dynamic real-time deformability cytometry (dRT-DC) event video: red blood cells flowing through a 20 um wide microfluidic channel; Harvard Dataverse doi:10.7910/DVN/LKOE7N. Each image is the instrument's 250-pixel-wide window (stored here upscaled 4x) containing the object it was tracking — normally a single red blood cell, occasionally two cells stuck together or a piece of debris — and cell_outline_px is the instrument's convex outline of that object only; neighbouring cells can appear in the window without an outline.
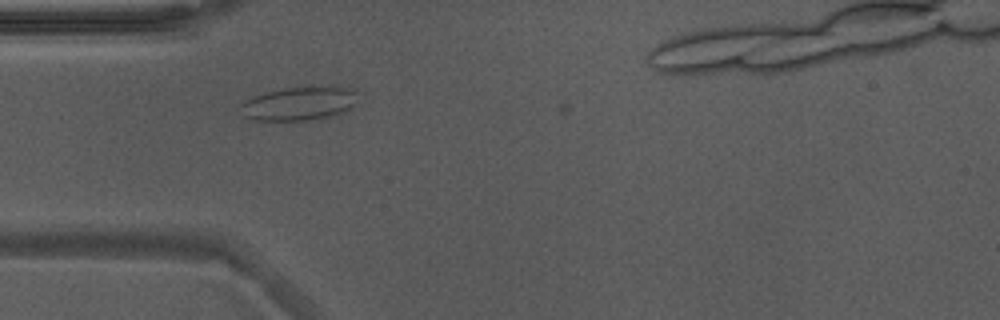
{"species": "Egyptian fruit bat (a non-hibernating species)", "species_latin": "Rousettus aegyptiacus", "temperature_condition": "warm", "stored_images_in_passage": 6, "camera_frame_rate_fps": 3000, "um_per_image_px": 0.085, "animal": {"sex": "male"}, "frame": {"image": 1, "passage_image": 4, "time_ms": 1.0, "image_size_px": [1000, 320], "cell_outline_px": [[356, 92], [352, 104], [344, 112], [336, 116], [304, 120], [256, 120], [244, 116], [240, 104], [244, 100], [252, 96], [264, 92], [284, 88], [332, 84]], "centroid_in_image_um": [25.39, 8.77], "position_along_channel_um": 59.6, "area_um2": 23.12}}